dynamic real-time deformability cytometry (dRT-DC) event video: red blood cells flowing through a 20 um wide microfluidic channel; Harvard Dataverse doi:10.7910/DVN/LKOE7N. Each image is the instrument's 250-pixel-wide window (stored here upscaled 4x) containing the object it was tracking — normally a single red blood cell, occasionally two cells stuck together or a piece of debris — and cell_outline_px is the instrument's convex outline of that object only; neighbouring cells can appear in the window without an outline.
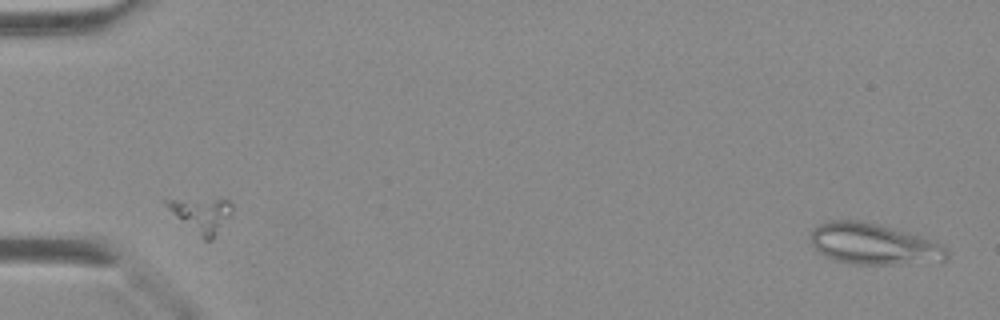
{"species": "Egyptian fruit bat (a non-hibernating species)", "species_latin": "Rousettus aegyptiacus", "temperature_condition": "warm", "stored_images_in_passage": 42, "camera_frame_rate_fps": 3000, "um_per_image_px": 0.085, "animal": {"sex": "female"}, "frame": {"image": 1, "passage_image": 1, "time_ms": 0.0, "image_size_px": [1000, 320], "cell_outline_px": [[948, 256], [944, 260], [900, 264], [856, 264], [836, 260], [820, 252], [812, 244], [812, 228], [820, 224], [832, 220], [860, 220], [880, 224], [936, 240], [948, 252]], "centroid_in_image_um": [74.28, 20.72], "position_along_channel_um": 10.7, "area_um2": 32.37}}
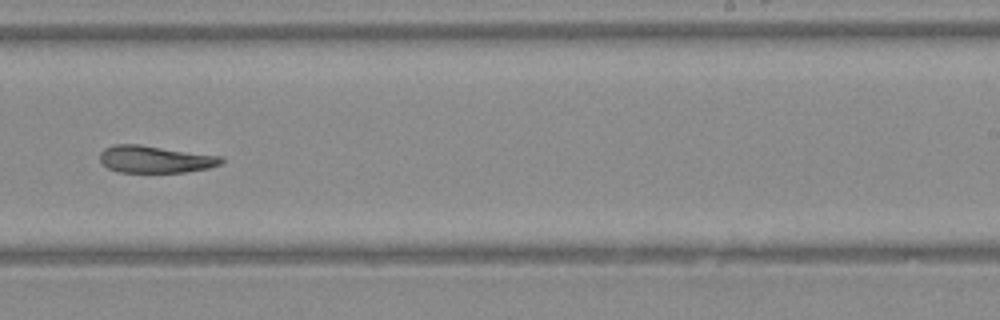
{"frame": {"image": 2, "passage_image": 27, "time_ms": 8.667, "image_size_px": [1000, 320], "cell_outline_px": [[224, 160], [220, 164], [208, 168], [184, 172], [120, 172], [108, 168], [100, 160], [100, 152], [104, 148], [116, 144], [140, 144], [224, 156]], "centroid_in_image_um": [13.21, 13.52], "position_along_channel_um": 275.8, "area_um2": 19.31}}
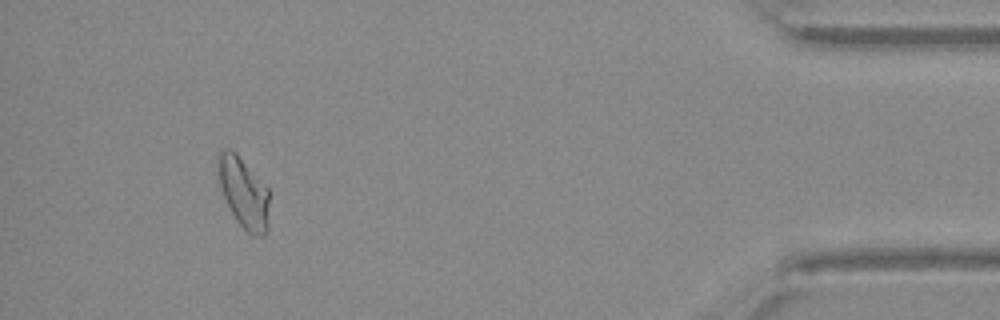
{"frame": {"image": 3, "passage_image": 39, "time_ms": 12.667, "image_size_px": [1000, 320], "cell_outline_px": [[268, 228], [264, 236], [252, 236], [236, 220], [224, 196], [220, 184], [220, 152], [228, 148], [236, 152], [268, 188]], "centroid_in_image_um": [20.77, 16.43], "position_along_channel_um": 414.4, "area_um2": 20.4}}